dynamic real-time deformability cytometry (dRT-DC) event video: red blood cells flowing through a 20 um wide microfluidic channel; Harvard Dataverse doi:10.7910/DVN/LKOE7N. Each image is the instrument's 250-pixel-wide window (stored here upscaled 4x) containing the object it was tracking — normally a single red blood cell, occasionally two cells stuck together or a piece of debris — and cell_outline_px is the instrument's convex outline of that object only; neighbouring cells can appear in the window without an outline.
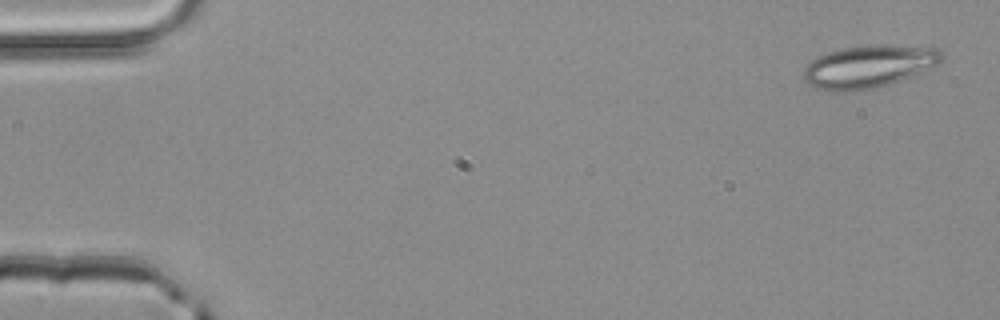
{"species": "common noctule bat (a hibernating species)", "species_latin": "Nyctalus noctula", "temperature_condition": "room temperature", "stored_images_in_passage": 3, "camera_frame_rate_fps": 3000, "um_per_image_px": 0.085, "animal": {"sex": "male", "body_mass_g": 20.4}, "frame": {"image": 1, "passage_image": 1, "time_ms": 0.0, "image_size_px": [1000, 320], "cell_outline_px": [[944, 56], [940, 64], [900, 80], [888, 84], [872, 88], [848, 92], [832, 92], [816, 88], [808, 84], [804, 80], [804, 68], [812, 60], [828, 52], [844, 48], [876, 44], [888, 44], [940, 48], [944, 52]], "centroid_in_image_um": [73.87, 5.64], "position_along_channel_um": 11.1, "area_um2": 34.45}}